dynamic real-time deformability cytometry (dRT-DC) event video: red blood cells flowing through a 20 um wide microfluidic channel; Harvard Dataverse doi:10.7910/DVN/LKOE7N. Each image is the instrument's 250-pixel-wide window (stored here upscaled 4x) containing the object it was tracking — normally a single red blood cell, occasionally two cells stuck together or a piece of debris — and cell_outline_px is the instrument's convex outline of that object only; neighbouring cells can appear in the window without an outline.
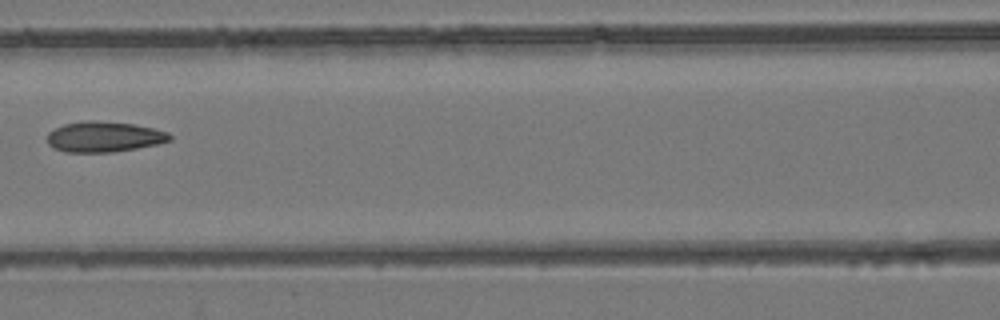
{"species": "common noctule bat (a hibernating species)", "species_latin": "Nyctalus noctula", "temperature_condition": "room temperature", "stored_images_in_passage": 9, "camera_frame_rate_fps": 3000, "um_per_image_px": 0.085, "animal": {"sex": "female", "body_mass_g": 24.6, "forearm_length_mm": 56.2}, "frame": {"image": 1, "passage_image": 7, "time_ms": 8.0, "image_size_px": [1000, 320], "cell_outline_px": [[172, 140], [156, 144], [136, 148], [112, 152], [64, 152], [52, 148], [48, 144], [48, 132], [64, 124], [84, 120], [92, 120], [132, 124], [152, 128], [168, 132], [172, 136]], "centroid_in_image_um": [8.82, 11.63], "position_along_channel_um": 157.8, "area_um2": 21.73}}
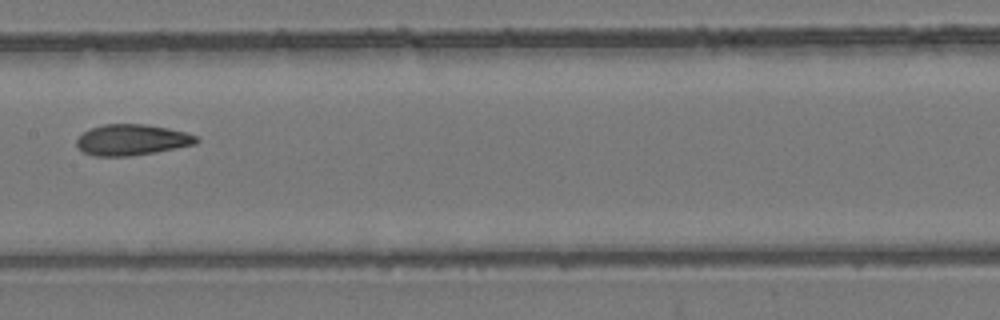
{"frame": {"image": 2, "passage_image": 8, "time_ms": 9.0, "image_size_px": [1000, 320], "cell_outline_px": [[200, 140], [196, 144], [156, 152], [132, 156], [92, 156], [84, 152], [76, 144], [76, 140], [84, 132], [92, 128], [104, 124], [144, 124], [168, 128], [188, 132], [196, 136]], "centroid_in_image_um": [11.24, 11.89], "position_along_channel_um": 196.2, "area_um2": 21.62}}
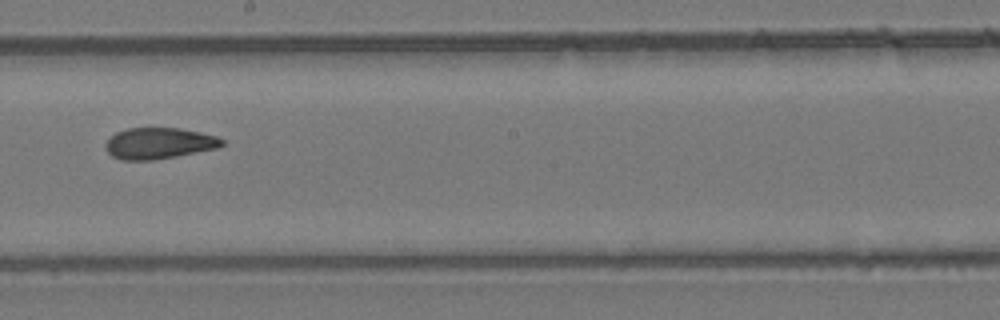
{"frame": {"image": 3, "passage_image": 9, "time_ms": 10.0, "image_size_px": [1000, 320], "cell_outline_px": [[224, 144], [216, 148], [176, 156], [152, 160], [120, 160], [112, 156], [104, 148], [104, 144], [116, 132], [128, 128], [180, 128], [200, 132], [216, 136], [224, 140]], "centroid_in_image_um": [13.48, 12.18], "position_along_channel_um": 234.7, "area_um2": 21.1}}